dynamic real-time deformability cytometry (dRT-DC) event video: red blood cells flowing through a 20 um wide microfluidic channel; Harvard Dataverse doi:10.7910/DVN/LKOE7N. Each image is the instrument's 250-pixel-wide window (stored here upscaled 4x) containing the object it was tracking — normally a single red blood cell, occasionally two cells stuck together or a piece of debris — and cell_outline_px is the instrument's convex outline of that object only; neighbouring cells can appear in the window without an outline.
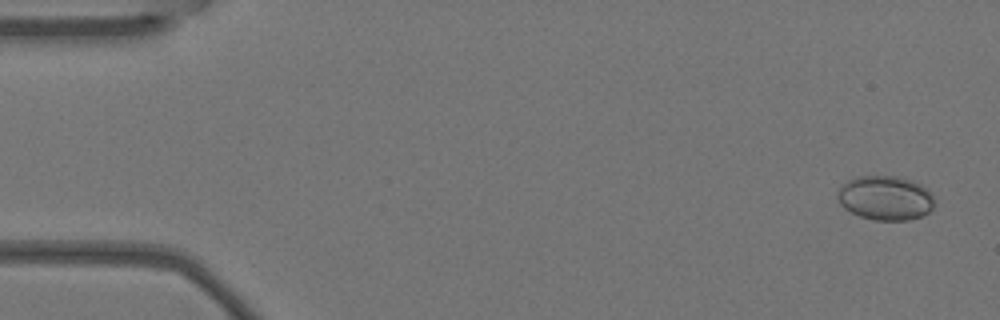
{"species": "Egyptian fruit bat (a non-hibernating species)", "species_latin": "Rousettus aegyptiacus", "temperature_condition": "warm", "stored_images_in_passage": 5, "camera_frame_rate_fps": 3000, "um_per_image_px": 0.085, "animal": {"sex": "female"}, "frame": {"image": 1, "passage_image": 1, "time_ms": 0.0, "image_size_px": [1000, 320], "cell_outline_px": [[932, 208], [928, 212], [920, 216], [908, 220], [876, 220], [860, 216], [844, 208], [840, 204], [836, 196], [836, 192], [840, 184], [856, 176], [896, 176], [912, 180], [928, 188], [932, 192]], "centroid_in_image_um": [75.21, 16.8], "position_along_channel_um": 9.8, "area_um2": 25.2}}
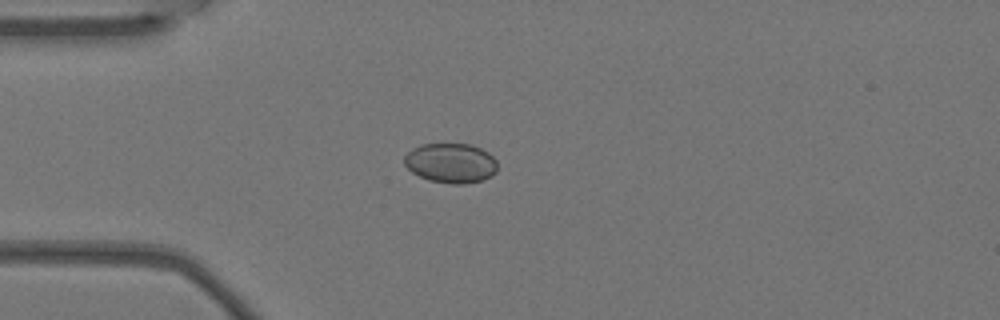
{"frame": {"image": 2, "passage_image": 4, "time_ms": 1.0, "image_size_px": [1000, 320], "cell_outline_px": [[496, 172], [492, 176], [480, 180], [464, 184], [452, 184], [428, 180], [412, 172], [404, 164], [404, 156], [412, 148], [420, 144], [472, 144], [488, 152], [496, 160]], "centroid_in_image_um": [38.31, 13.85], "position_along_channel_um": 46.7, "area_um2": 21.62}}